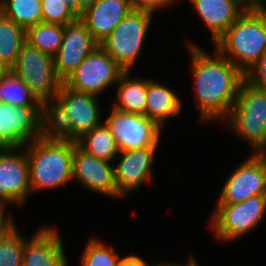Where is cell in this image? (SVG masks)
Wrapping results in <instances>:
<instances>
[{
    "label": "cell",
    "instance_id": "obj_1",
    "mask_svg": "<svg viewBox=\"0 0 266 266\" xmlns=\"http://www.w3.org/2000/svg\"><path fill=\"white\" fill-rule=\"evenodd\" d=\"M187 46L200 121H224L234 106L245 75L216 49L213 56L192 41Z\"/></svg>",
    "mask_w": 266,
    "mask_h": 266
},
{
    "label": "cell",
    "instance_id": "obj_2",
    "mask_svg": "<svg viewBox=\"0 0 266 266\" xmlns=\"http://www.w3.org/2000/svg\"><path fill=\"white\" fill-rule=\"evenodd\" d=\"M76 144V141L63 139L47 132L24 146L29 162L32 193L60 189L73 181L72 157Z\"/></svg>",
    "mask_w": 266,
    "mask_h": 266
},
{
    "label": "cell",
    "instance_id": "obj_3",
    "mask_svg": "<svg viewBox=\"0 0 266 266\" xmlns=\"http://www.w3.org/2000/svg\"><path fill=\"white\" fill-rule=\"evenodd\" d=\"M99 97L61 85L53 103L47 108L48 133L77 141L102 123Z\"/></svg>",
    "mask_w": 266,
    "mask_h": 266
},
{
    "label": "cell",
    "instance_id": "obj_4",
    "mask_svg": "<svg viewBox=\"0 0 266 266\" xmlns=\"http://www.w3.org/2000/svg\"><path fill=\"white\" fill-rule=\"evenodd\" d=\"M214 45L245 75L266 53V14L242 13Z\"/></svg>",
    "mask_w": 266,
    "mask_h": 266
},
{
    "label": "cell",
    "instance_id": "obj_5",
    "mask_svg": "<svg viewBox=\"0 0 266 266\" xmlns=\"http://www.w3.org/2000/svg\"><path fill=\"white\" fill-rule=\"evenodd\" d=\"M224 127L248 142L252 153L266 144V92L246 80L240 85L234 106Z\"/></svg>",
    "mask_w": 266,
    "mask_h": 266
},
{
    "label": "cell",
    "instance_id": "obj_6",
    "mask_svg": "<svg viewBox=\"0 0 266 266\" xmlns=\"http://www.w3.org/2000/svg\"><path fill=\"white\" fill-rule=\"evenodd\" d=\"M154 13L133 9L100 44L125 72L131 71L141 54Z\"/></svg>",
    "mask_w": 266,
    "mask_h": 266
},
{
    "label": "cell",
    "instance_id": "obj_7",
    "mask_svg": "<svg viewBox=\"0 0 266 266\" xmlns=\"http://www.w3.org/2000/svg\"><path fill=\"white\" fill-rule=\"evenodd\" d=\"M21 79L45 106L49 107L63 82L57 77L54 58L25 42L9 70Z\"/></svg>",
    "mask_w": 266,
    "mask_h": 266
},
{
    "label": "cell",
    "instance_id": "obj_8",
    "mask_svg": "<svg viewBox=\"0 0 266 266\" xmlns=\"http://www.w3.org/2000/svg\"><path fill=\"white\" fill-rule=\"evenodd\" d=\"M47 132V107L0 102V149L24 147Z\"/></svg>",
    "mask_w": 266,
    "mask_h": 266
},
{
    "label": "cell",
    "instance_id": "obj_9",
    "mask_svg": "<svg viewBox=\"0 0 266 266\" xmlns=\"http://www.w3.org/2000/svg\"><path fill=\"white\" fill-rule=\"evenodd\" d=\"M265 215L266 195H255L239 203L216 204L210 224L215 238L228 244L254 230Z\"/></svg>",
    "mask_w": 266,
    "mask_h": 266
},
{
    "label": "cell",
    "instance_id": "obj_10",
    "mask_svg": "<svg viewBox=\"0 0 266 266\" xmlns=\"http://www.w3.org/2000/svg\"><path fill=\"white\" fill-rule=\"evenodd\" d=\"M125 71L98 45L63 82L69 89L96 95L118 83ZM103 91V92H102Z\"/></svg>",
    "mask_w": 266,
    "mask_h": 266
},
{
    "label": "cell",
    "instance_id": "obj_11",
    "mask_svg": "<svg viewBox=\"0 0 266 266\" xmlns=\"http://www.w3.org/2000/svg\"><path fill=\"white\" fill-rule=\"evenodd\" d=\"M103 121L115 138L119 152L159 146L162 129L144 114L123 112L110 107Z\"/></svg>",
    "mask_w": 266,
    "mask_h": 266
},
{
    "label": "cell",
    "instance_id": "obj_12",
    "mask_svg": "<svg viewBox=\"0 0 266 266\" xmlns=\"http://www.w3.org/2000/svg\"><path fill=\"white\" fill-rule=\"evenodd\" d=\"M32 193L24 147L0 149V203L23 205Z\"/></svg>",
    "mask_w": 266,
    "mask_h": 266
},
{
    "label": "cell",
    "instance_id": "obj_13",
    "mask_svg": "<svg viewBox=\"0 0 266 266\" xmlns=\"http://www.w3.org/2000/svg\"><path fill=\"white\" fill-rule=\"evenodd\" d=\"M226 180L217 204H234L255 195H266V168L256 153H251Z\"/></svg>",
    "mask_w": 266,
    "mask_h": 266
},
{
    "label": "cell",
    "instance_id": "obj_14",
    "mask_svg": "<svg viewBox=\"0 0 266 266\" xmlns=\"http://www.w3.org/2000/svg\"><path fill=\"white\" fill-rule=\"evenodd\" d=\"M98 45L79 18L66 24L61 47L54 57L57 77L64 82Z\"/></svg>",
    "mask_w": 266,
    "mask_h": 266
},
{
    "label": "cell",
    "instance_id": "obj_15",
    "mask_svg": "<svg viewBox=\"0 0 266 266\" xmlns=\"http://www.w3.org/2000/svg\"><path fill=\"white\" fill-rule=\"evenodd\" d=\"M86 153L77 144L72 157L73 180H77L90 192L120 198L117 192L114 165Z\"/></svg>",
    "mask_w": 266,
    "mask_h": 266
},
{
    "label": "cell",
    "instance_id": "obj_16",
    "mask_svg": "<svg viewBox=\"0 0 266 266\" xmlns=\"http://www.w3.org/2000/svg\"><path fill=\"white\" fill-rule=\"evenodd\" d=\"M158 147L150 146L119 152L116 158L120 160L114 166V173L117 192L122 198L125 194L137 191L143 184L152 181V166Z\"/></svg>",
    "mask_w": 266,
    "mask_h": 266
},
{
    "label": "cell",
    "instance_id": "obj_17",
    "mask_svg": "<svg viewBox=\"0 0 266 266\" xmlns=\"http://www.w3.org/2000/svg\"><path fill=\"white\" fill-rule=\"evenodd\" d=\"M64 243L56 227H40L24 239L22 266H68Z\"/></svg>",
    "mask_w": 266,
    "mask_h": 266
},
{
    "label": "cell",
    "instance_id": "obj_18",
    "mask_svg": "<svg viewBox=\"0 0 266 266\" xmlns=\"http://www.w3.org/2000/svg\"><path fill=\"white\" fill-rule=\"evenodd\" d=\"M133 9V0H98L84 9L78 18L100 45Z\"/></svg>",
    "mask_w": 266,
    "mask_h": 266
},
{
    "label": "cell",
    "instance_id": "obj_19",
    "mask_svg": "<svg viewBox=\"0 0 266 266\" xmlns=\"http://www.w3.org/2000/svg\"><path fill=\"white\" fill-rule=\"evenodd\" d=\"M189 4L210 29L213 44L242 14L232 0H189Z\"/></svg>",
    "mask_w": 266,
    "mask_h": 266
},
{
    "label": "cell",
    "instance_id": "obj_20",
    "mask_svg": "<svg viewBox=\"0 0 266 266\" xmlns=\"http://www.w3.org/2000/svg\"><path fill=\"white\" fill-rule=\"evenodd\" d=\"M146 94L145 116L161 129L169 118L178 116L182 112V100L167 85L148 79Z\"/></svg>",
    "mask_w": 266,
    "mask_h": 266
},
{
    "label": "cell",
    "instance_id": "obj_21",
    "mask_svg": "<svg viewBox=\"0 0 266 266\" xmlns=\"http://www.w3.org/2000/svg\"><path fill=\"white\" fill-rule=\"evenodd\" d=\"M130 72H124L117 86V98L112 107L123 112L137 113L145 115L146 91L148 79L136 77L129 79Z\"/></svg>",
    "mask_w": 266,
    "mask_h": 266
},
{
    "label": "cell",
    "instance_id": "obj_22",
    "mask_svg": "<svg viewBox=\"0 0 266 266\" xmlns=\"http://www.w3.org/2000/svg\"><path fill=\"white\" fill-rule=\"evenodd\" d=\"M26 42V31L0 12V66L10 70Z\"/></svg>",
    "mask_w": 266,
    "mask_h": 266
},
{
    "label": "cell",
    "instance_id": "obj_23",
    "mask_svg": "<svg viewBox=\"0 0 266 266\" xmlns=\"http://www.w3.org/2000/svg\"><path fill=\"white\" fill-rule=\"evenodd\" d=\"M76 142L82 150L98 159L114 162L119 154L115 138L104 122Z\"/></svg>",
    "mask_w": 266,
    "mask_h": 266
},
{
    "label": "cell",
    "instance_id": "obj_24",
    "mask_svg": "<svg viewBox=\"0 0 266 266\" xmlns=\"http://www.w3.org/2000/svg\"><path fill=\"white\" fill-rule=\"evenodd\" d=\"M0 12L26 30L42 23V0H0Z\"/></svg>",
    "mask_w": 266,
    "mask_h": 266
},
{
    "label": "cell",
    "instance_id": "obj_25",
    "mask_svg": "<svg viewBox=\"0 0 266 266\" xmlns=\"http://www.w3.org/2000/svg\"><path fill=\"white\" fill-rule=\"evenodd\" d=\"M25 31L26 42L31 46H34L52 58L57 55L63 40V25L42 22L28 27Z\"/></svg>",
    "mask_w": 266,
    "mask_h": 266
},
{
    "label": "cell",
    "instance_id": "obj_26",
    "mask_svg": "<svg viewBox=\"0 0 266 266\" xmlns=\"http://www.w3.org/2000/svg\"><path fill=\"white\" fill-rule=\"evenodd\" d=\"M0 102L13 106H44L29 87L9 70L0 75Z\"/></svg>",
    "mask_w": 266,
    "mask_h": 266
},
{
    "label": "cell",
    "instance_id": "obj_27",
    "mask_svg": "<svg viewBox=\"0 0 266 266\" xmlns=\"http://www.w3.org/2000/svg\"><path fill=\"white\" fill-rule=\"evenodd\" d=\"M120 259L112 246L91 237L80 257V266H118Z\"/></svg>",
    "mask_w": 266,
    "mask_h": 266
},
{
    "label": "cell",
    "instance_id": "obj_28",
    "mask_svg": "<svg viewBox=\"0 0 266 266\" xmlns=\"http://www.w3.org/2000/svg\"><path fill=\"white\" fill-rule=\"evenodd\" d=\"M16 225L0 237V266H22L25 237Z\"/></svg>",
    "mask_w": 266,
    "mask_h": 266
},
{
    "label": "cell",
    "instance_id": "obj_29",
    "mask_svg": "<svg viewBox=\"0 0 266 266\" xmlns=\"http://www.w3.org/2000/svg\"><path fill=\"white\" fill-rule=\"evenodd\" d=\"M78 18V14L62 0H42V22L65 26Z\"/></svg>",
    "mask_w": 266,
    "mask_h": 266
},
{
    "label": "cell",
    "instance_id": "obj_30",
    "mask_svg": "<svg viewBox=\"0 0 266 266\" xmlns=\"http://www.w3.org/2000/svg\"><path fill=\"white\" fill-rule=\"evenodd\" d=\"M245 80L253 87L266 92V53L245 74Z\"/></svg>",
    "mask_w": 266,
    "mask_h": 266
},
{
    "label": "cell",
    "instance_id": "obj_31",
    "mask_svg": "<svg viewBox=\"0 0 266 266\" xmlns=\"http://www.w3.org/2000/svg\"><path fill=\"white\" fill-rule=\"evenodd\" d=\"M178 1L179 0H133V4L136 9H146L154 12L158 9L168 8Z\"/></svg>",
    "mask_w": 266,
    "mask_h": 266
},
{
    "label": "cell",
    "instance_id": "obj_32",
    "mask_svg": "<svg viewBox=\"0 0 266 266\" xmlns=\"http://www.w3.org/2000/svg\"><path fill=\"white\" fill-rule=\"evenodd\" d=\"M242 13H258L266 1L264 0H232Z\"/></svg>",
    "mask_w": 266,
    "mask_h": 266
},
{
    "label": "cell",
    "instance_id": "obj_33",
    "mask_svg": "<svg viewBox=\"0 0 266 266\" xmlns=\"http://www.w3.org/2000/svg\"><path fill=\"white\" fill-rule=\"evenodd\" d=\"M6 207L8 206L0 203V237L16 224L14 217L6 213Z\"/></svg>",
    "mask_w": 266,
    "mask_h": 266
},
{
    "label": "cell",
    "instance_id": "obj_34",
    "mask_svg": "<svg viewBox=\"0 0 266 266\" xmlns=\"http://www.w3.org/2000/svg\"><path fill=\"white\" fill-rule=\"evenodd\" d=\"M118 266H149L141 256H137L135 254H130L128 256L122 257Z\"/></svg>",
    "mask_w": 266,
    "mask_h": 266
},
{
    "label": "cell",
    "instance_id": "obj_35",
    "mask_svg": "<svg viewBox=\"0 0 266 266\" xmlns=\"http://www.w3.org/2000/svg\"><path fill=\"white\" fill-rule=\"evenodd\" d=\"M98 0H76V13L79 15L84 9L93 5Z\"/></svg>",
    "mask_w": 266,
    "mask_h": 266
},
{
    "label": "cell",
    "instance_id": "obj_36",
    "mask_svg": "<svg viewBox=\"0 0 266 266\" xmlns=\"http://www.w3.org/2000/svg\"><path fill=\"white\" fill-rule=\"evenodd\" d=\"M256 155L262 160L266 168V144L256 152Z\"/></svg>",
    "mask_w": 266,
    "mask_h": 266
},
{
    "label": "cell",
    "instance_id": "obj_37",
    "mask_svg": "<svg viewBox=\"0 0 266 266\" xmlns=\"http://www.w3.org/2000/svg\"><path fill=\"white\" fill-rule=\"evenodd\" d=\"M187 264L185 263V266H198V263L196 261V259H194L193 254L189 255V257L187 258Z\"/></svg>",
    "mask_w": 266,
    "mask_h": 266
},
{
    "label": "cell",
    "instance_id": "obj_38",
    "mask_svg": "<svg viewBox=\"0 0 266 266\" xmlns=\"http://www.w3.org/2000/svg\"><path fill=\"white\" fill-rule=\"evenodd\" d=\"M76 12V0H62Z\"/></svg>",
    "mask_w": 266,
    "mask_h": 266
},
{
    "label": "cell",
    "instance_id": "obj_39",
    "mask_svg": "<svg viewBox=\"0 0 266 266\" xmlns=\"http://www.w3.org/2000/svg\"><path fill=\"white\" fill-rule=\"evenodd\" d=\"M153 266H185V265H181L179 263L176 264V263H170V262H168V263L167 262L166 263L165 262L164 263L161 262V263H158V264L156 263Z\"/></svg>",
    "mask_w": 266,
    "mask_h": 266
},
{
    "label": "cell",
    "instance_id": "obj_40",
    "mask_svg": "<svg viewBox=\"0 0 266 266\" xmlns=\"http://www.w3.org/2000/svg\"><path fill=\"white\" fill-rule=\"evenodd\" d=\"M260 13L266 14V6L265 4L262 6Z\"/></svg>",
    "mask_w": 266,
    "mask_h": 266
},
{
    "label": "cell",
    "instance_id": "obj_41",
    "mask_svg": "<svg viewBox=\"0 0 266 266\" xmlns=\"http://www.w3.org/2000/svg\"><path fill=\"white\" fill-rule=\"evenodd\" d=\"M4 72L3 68L0 66V75Z\"/></svg>",
    "mask_w": 266,
    "mask_h": 266
}]
</instances>
